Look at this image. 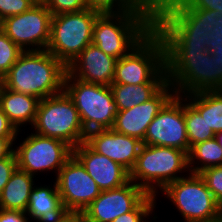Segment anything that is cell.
Masks as SVG:
<instances>
[{
  "label": "cell",
  "instance_id": "obj_16",
  "mask_svg": "<svg viewBox=\"0 0 222 222\" xmlns=\"http://www.w3.org/2000/svg\"><path fill=\"white\" fill-rule=\"evenodd\" d=\"M175 94L174 88L167 82L148 101L119 111L112 129L117 133L143 141L149 124Z\"/></svg>",
  "mask_w": 222,
  "mask_h": 222
},
{
  "label": "cell",
  "instance_id": "obj_39",
  "mask_svg": "<svg viewBox=\"0 0 222 222\" xmlns=\"http://www.w3.org/2000/svg\"><path fill=\"white\" fill-rule=\"evenodd\" d=\"M44 222H80V213L65 212L61 217Z\"/></svg>",
  "mask_w": 222,
  "mask_h": 222
},
{
  "label": "cell",
  "instance_id": "obj_9",
  "mask_svg": "<svg viewBox=\"0 0 222 222\" xmlns=\"http://www.w3.org/2000/svg\"><path fill=\"white\" fill-rule=\"evenodd\" d=\"M99 14L87 8L53 15L46 50L67 67L85 47L92 44L93 26Z\"/></svg>",
  "mask_w": 222,
  "mask_h": 222
},
{
  "label": "cell",
  "instance_id": "obj_14",
  "mask_svg": "<svg viewBox=\"0 0 222 222\" xmlns=\"http://www.w3.org/2000/svg\"><path fill=\"white\" fill-rule=\"evenodd\" d=\"M144 145L165 146L190 152L184 119V96L175 94L149 124Z\"/></svg>",
  "mask_w": 222,
  "mask_h": 222
},
{
  "label": "cell",
  "instance_id": "obj_17",
  "mask_svg": "<svg viewBox=\"0 0 222 222\" xmlns=\"http://www.w3.org/2000/svg\"><path fill=\"white\" fill-rule=\"evenodd\" d=\"M85 142L97 153L120 164L129 173L133 169L142 141L113 129H97L87 133Z\"/></svg>",
  "mask_w": 222,
  "mask_h": 222
},
{
  "label": "cell",
  "instance_id": "obj_11",
  "mask_svg": "<svg viewBox=\"0 0 222 222\" xmlns=\"http://www.w3.org/2000/svg\"><path fill=\"white\" fill-rule=\"evenodd\" d=\"M18 145L14 144L17 167L33 176L47 171L48 173L53 171L52 173L57 176L63 165L73 155V148L66 142L34 132Z\"/></svg>",
  "mask_w": 222,
  "mask_h": 222
},
{
  "label": "cell",
  "instance_id": "obj_41",
  "mask_svg": "<svg viewBox=\"0 0 222 222\" xmlns=\"http://www.w3.org/2000/svg\"><path fill=\"white\" fill-rule=\"evenodd\" d=\"M215 138L217 139L220 147L222 148V132H218L215 134Z\"/></svg>",
  "mask_w": 222,
  "mask_h": 222
},
{
  "label": "cell",
  "instance_id": "obj_15",
  "mask_svg": "<svg viewBox=\"0 0 222 222\" xmlns=\"http://www.w3.org/2000/svg\"><path fill=\"white\" fill-rule=\"evenodd\" d=\"M147 195L142 187L129 180L118 188L101 191L82 216L92 222H112L132 211Z\"/></svg>",
  "mask_w": 222,
  "mask_h": 222
},
{
  "label": "cell",
  "instance_id": "obj_23",
  "mask_svg": "<svg viewBox=\"0 0 222 222\" xmlns=\"http://www.w3.org/2000/svg\"><path fill=\"white\" fill-rule=\"evenodd\" d=\"M167 82L144 84H111L110 88L119 111H124L152 98Z\"/></svg>",
  "mask_w": 222,
  "mask_h": 222
},
{
  "label": "cell",
  "instance_id": "obj_32",
  "mask_svg": "<svg viewBox=\"0 0 222 222\" xmlns=\"http://www.w3.org/2000/svg\"><path fill=\"white\" fill-rule=\"evenodd\" d=\"M217 203L222 207V165L204 169L199 173Z\"/></svg>",
  "mask_w": 222,
  "mask_h": 222
},
{
  "label": "cell",
  "instance_id": "obj_29",
  "mask_svg": "<svg viewBox=\"0 0 222 222\" xmlns=\"http://www.w3.org/2000/svg\"><path fill=\"white\" fill-rule=\"evenodd\" d=\"M157 196L148 194L132 211L122 214L112 222H148L156 207Z\"/></svg>",
  "mask_w": 222,
  "mask_h": 222
},
{
  "label": "cell",
  "instance_id": "obj_27",
  "mask_svg": "<svg viewBox=\"0 0 222 222\" xmlns=\"http://www.w3.org/2000/svg\"><path fill=\"white\" fill-rule=\"evenodd\" d=\"M87 5L100 13L154 12V0H87Z\"/></svg>",
  "mask_w": 222,
  "mask_h": 222
},
{
  "label": "cell",
  "instance_id": "obj_18",
  "mask_svg": "<svg viewBox=\"0 0 222 222\" xmlns=\"http://www.w3.org/2000/svg\"><path fill=\"white\" fill-rule=\"evenodd\" d=\"M73 155L101 191L118 188L129 181V172L105 155L94 151L85 141L73 148Z\"/></svg>",
  "mask_w": 222,
  "mask_h": 222
},
{
  "label": "cell",
  "instance_id": "obj_31",
  "mask_svg": "<svg viewBox=\"0 0 222 222\" xmlns=\"http://www.w3.org/2000/svg\"><path fill=\"white\" fill-rule=\"evenodd\" d=\"M214 0H154V9L213 10Z\"/></svg>",
  "mask_w": 222,
  "mask_h": 222
},
{
  "label": "cell",
  "instance_id": "obj_36",
  "mask_svg": "<svg viewBox=\"0 0 222 222\" xmlns=\"http://www.w3.org/2000/svg\"><path fill=\"white\" fill-rule=\"evenodd\" d=\"M27 216L25 212L0 208V222H31Z\"/></svg>",
  "mask_w": 222,
  "mask_h": 222
},
{
  "label": "cell",
  "instance_id": "obj_4",
  "mask_svg": "<svg viewBox=\"0 0 222 222\" xmlns=\"http://www.w3.org/2000/svg\"><path fill=\"white\" fill-rule=\"evenodd\" d=\"M187 171V172H186ZM188 173V154L178 148L142 144L129 180L148 194L158 197V190ZM180 173V174H178ZM178 174V175H177Z\"/></svg>",
  "mask_w": 222,
  "mask_h": 222
},
{
  "label": "cell",
  "instance_id": "obj_20",
  "mask_svg": "<svg viewBox=\"0 0 222 222\" xmlns=\"http://www.w3.org/2000/svg\"><path fill=\"white\" fill-rule=\"evenodd\" d=\"M39 101L37 97L16 93L0 83V108L19 132L24 124L33 126Z\"/></svg>",
  "mask_w": 222,
  "mask_h": 222
},
{
  "label": "cell",
  "instance_id": "obj_5",
  "mask_svg": "<svg viewBox=\"0 0 222 222\" xmlns=\"http://www.w3.org/2000/svg\"><path fill=\"white\" fill-rule=\"evenodd\" d=\"M165 69L177 95L218 90L217 59L208 51H165Z\"/></svg>",
  "mask_w": 222,
  "mask_h": 222
},
{
  "label": "cell",
  "instance_id": "obj_1",
  "mask_svg": "<svg viewBox=\"0 0 222 222\" xmlns=\"http://www.w3.org/2000/svg\"><path fill=\"white\" fill-rule=\"evenodd\" d=\"M217 10L154 9L153 29L162 38L165 51H207Z\"/></svg>",
  "mask_w": 222,
  "mask_h": 222
},
{
  "label": "cell",
  "instance_id": "obj_30",
  "mask_svg": "<svg viewBox=\"0 0 222 222\" xmlns=\"http://www.w3.org/2000/svg\"><path fill=\"white\" fill-rule=\"evenodd\" d=\"M214 29L210 33L211 40L207 43V51L216 56L218 65V90H222V15H216Z\"/></svg>",
  "mask_w": 222,
  "mask_h": 222
},
{
  "label": "cell",
  "instance_id": "obj_22",
  "mask_svg": "<svg viewBox=\"0 0 222 222\" xmlns=\"http://www.w3.org/2000/svg\"><path fill=\"white\" fill-rule=\"evenodd\" d=\"M34 177L18 167L0 193V208L25 212L27 210L31 191L34 187Z\"/></svg>",
  "mask_w": 222,
  "mask_h": 222
},
{
  "label": "cell",
  "instance_id": "obj_7",
  "mask_svg": "<svg viewBox=\"0 0 222 222\" xmlns=\"http://www.w3.org/2000/svg\"><path fill=\"white\" fill-rule=\"evenodd\" d=\"M64 91L74 102L86 133L112 129L119 110L110 86L83 82L67 72Z\"/></svg>",
  "mask_w": 222,
  "mask_h": 222
},
{
  "label": "cell",
  "instance_id": "obj_19",
  "mask_svg": "<svg viewBox=\"0 0 222 222\" xmlns=\"http://www.w3.org/2000/svg\"><path fill=\"white\" fill-rule=\"evenodd\" d=\"M116 61L96 45L89 44L67 66V72L83 82L110 86L114 80Z\"/></svg>",
  "mask_w": 222,
  "mask_h": 222
},
{
  "label": "cell",
  "instance_id": "obj_13",
  "mask_svg": "<svg viewBox=\"0 0 222 222\" xmlns=\"http://www.w3.org/2000/svg\"><path fill=\"white\" fill-rule=\"evenodd\" d=\"M55 181L66 212L82 214L101 193L96 182L74 155L60 169Z\"/></svg>",
  "mask_w": 222,
  "mask_h": 222
},
{
  "label": "cell",
  "instance_id": "obj_37",
  "mask_svg": "<svg viewBox=\"0 0 222 222\" xmlns=\"http://www.w3.org/2000/svg\"><path fill=\"white\" fill-rule=\"evenodd\" d=\"M19 131L0 108V137H17Z\"/></svg>",
  "mask_w": 222,
  "mask_h": 222
},
{
  "label": "cell",
  "instance_id": "obj_2",
  "mask_svg": "<svg viewBox=\"0 0 222 222\" xmlns=\"http://www.w3.org/2000/svg\"><path fill=\"white\" fill-rule=\"evenodd\" d=\"M67 67L47 50L23 51L0 83L39 100L64 91Z\"/></svg>",
  "mask_w": 222,
  "mask_h": 222
},
{
  "label": "cell",
  "instance_id": "obj_40",
  "mask_svg": "<svg viewBox=\"0 0 222 222\" xmlns=\"http://www.w3.org/2000/svg\"><path fill=\"white\" fill-rule=\"evenodd\" d=\"M213 10L219 11L220 14L222 15V0H214V7Z\"/></svg>",
  "mask_w": 222,
  "mask_h": 222
},
{
  "label": "cell",
  "instance_id": "obj_38",
  "mask_svg": "<svg viewBox=\"0 0 222 222\" xmlns=\"http://www.w3.org/2000/svg\"><path fill=\"white\" fill-rule=\"evenodd\" d=\"M17 137H0V160L10 156L14 152L13 145Z\"/></svg>",
  "mask_w": 222,
  "mask_h": 222
},
{
  "label": "cell",
  "instance_id": "obj_3",
  "mask_svg": "<svg viewBox=\"0 0 222 222\" xmlns=\"http://www.w3.org/2000/svg\"><path fill=\"white\" fill-rule=\"evenodd\" d=\"M154 12L100 13L92 44L117 60L127 55L153 30Z\"/></svg>",
  "mask_w": 222,
  "mask_h": 222
},
{
  "label": "cell",
  "instance_id": "obj_25",
  "mask_svg": "<svg viewBox=\"0 0 222 222\" xmlns=\"http://www.w3.org/2000/svg\"><path fill=\"white\" fill-rule=\"evenodd\" d=\"M220 165H222V148L215 137L191 147L188 154L189 173L199 174L206 168Z\"/></svg>",
  "mask_w": 222,
  "mask_h": 222
},
{
  "label": "cell",
  "instance_id": "obj_35",
  "mask_svg": "<svg viewBox=\"0 0 222 222\" xmlns=\"http://www.w3.org/2000/svg\"><path fill=\"white\" fill-rule=\"evenodd\" d=\"M17 168V160L14 152L0 160V193L10 180L11 175Z\"/></svg>",
  "mask_w": 222,
  "mask_h": 222
},
{
  "label": "cell",
  "instance_id": "obj_28",
  "mask_svg": "<svg viewBox=\"0 0 222 222\" xmlns=\"http://www.w3.org/2000/svg\"><path fill=\"white\" fill-rule=\"evenodd\" d=\"M22 52L23 50L0 28V81L18 60Z\"/></svg>",
  "mask_w": 222,
  "mask_h": 222
},
{
  "label": "cell",
  "instance_id": "obj_26",
  "mask_svg": "<svg viewBox=\"0 0 222 222\" xmlns=\"http://www.w3.org/2000/svg\"><path fill=\"white\" fill-rule=\"evenodd\" d=\"M184 119L189 147L215 137L202 115L184 97Z\"/></svg>",
  "mask_w": 222,
  "mask_h": 222
},
{
  "label": "cell",
  "instance_id": "obj_21",
  "mask_svg": "<svg viewBox=\"0 0 222 222\" xmlns=\"http://www.w3.org/2000/svg\"><path fill=\"white\" fill-rule=\"evenodd\" d=\"M53 186L52 188L50 185L33 187L29 204L25 211L33 221L44 222L57 219L66 212L61 203L56 181Z\"/></svg>",
  "mask_w": 222,
  "mask_h": 222
},
{
  "label": "cell",
  "instance_id": "obj_42",
  "mask_svg": "<svg viewBox=\"0 0 222 222\" xmlns=\"http://www.w3.org/2000/svg\"><path fill=\"white\" fill-rule=\"evenodd\" d=\"M80 222H92V221H89L87 219H85L82 214H80Z\"/></svg>",
  "mask_w": 222,
  "mask_h": 222
},
{
  "label": "cell",
  "instance_id": "obj_10",
  "mask_svg": "<svg viewBox=\"0 0 222 222\" xmlns=\"http://www.w3.org/2000/svg\"><path fill=\"white\" fill-rule=\"evenodd\" d=\"M167 184L160 192L176 206L185 222H215L222 218V207L217 203L200 174Z\"/></svg>",
  "mask_w": 222,
  "mask_h": 222
},
{
  "label": "cell",
  "instance_id": "obj_34",
  "mask_svg": "<svg viewBox=\"0 0 222 222\" xmlns=\"http://www.w3.org/2000/svg\"><path fill=\"white\" fill-rule=\"evenodd\" d=\"M39 0H0V22L29 10Z\"/></svg>",
  "mask_w": 222,
  "mask_h": 222
},
{
  "label": "cell",
  "instance_id": "obj_6",
  "mask_svg": "<svg viewBox=\"0 0 222 222\" xmlns=\"http://www.w3.org/2000/svg\"><path fill=\"white\" fill-rule=\"evenodd\" d=\"M147 82H167L165 47L154 29L127 55L116 61L112 84Z\"/></svg>",
  "mask_w": 222,
  "mask_h": 222
},
{
  "label": "cell",
  "instance_id": "obj_8",
  "mask_svg": "<svg viewBox=\"0 0 222 222\" xmlns=\"http://www.w3.org/2000/svg\"><path fill=\"white\" fill-rule=\"evenodd\" d=\"M32 127L34 133L60 139L72 148L84 142L87 135L78 110L65 91L39 101Z\"/></svg>",
  "mask_w": 222,
  "mask_h": 222
},
{
  "label": "cell",
  "instance_id": "obj_12",
  "mask_svg": "<svg viewBox=\"0 0 222 222\" xmlns=\"http://www.w3.org/2000/svg\"><path fill=\"white\" fill-rule=\"evenodd\" d=\"M53 15L42 0L29 10L5 18L1 30L23 51L46 50Z\"/></svg>",
  "mask_w": 222,
  "mask_h": 222
},
{
  "label": "cell",
  "instance_id": "obj_24",
  "mask_svg": "<svg viewBox=\"0 0 222 222\" xmlns=\"http://www.w3.org/2000/svg\"><path fill=\"white\" fill-rule=\"evenodd\" d=\"M216 134L222 132V90L183 95Z\"/></svg>",
  "mask_w": 222,
  "mask_h": 222
},
{
  "label": "cell",
  "instance_id": "obj_33",
  "mask_svg": "<svg viewBox=\"0 0 222 222\" xmlns=\"http://www.w3.org/2000/svg\"><path fill=\"white\" fill-rule=\"evenodd\" d=\"M52 15L79 12L88 8L87 0H42Z\"/></svg>",
  "mask_w": 222,
  "mask_h": 222
}]
</instances>
